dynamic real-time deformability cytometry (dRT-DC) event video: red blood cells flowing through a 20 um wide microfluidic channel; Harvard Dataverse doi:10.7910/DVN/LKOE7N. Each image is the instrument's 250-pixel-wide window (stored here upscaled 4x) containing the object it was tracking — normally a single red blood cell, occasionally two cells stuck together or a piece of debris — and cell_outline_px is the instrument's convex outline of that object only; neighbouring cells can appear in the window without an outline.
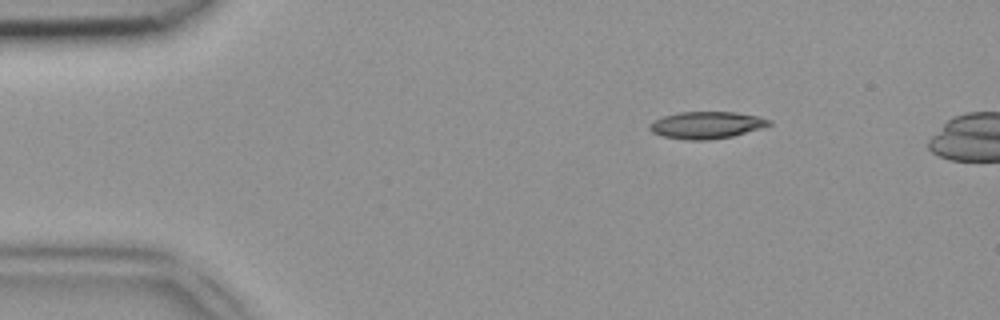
{"species": "common noctule bat (a hibernating species)", "species_latin": "Nyctalus noctula", "temperature_condition": "room temperature", "stored_images_in_passage": 39, "camera_frame_rate_fps": 3000, "um_per_image_px": 0.085, "animal": {"sex": "female", "body_mass_g": 18.4}, "frame": {"image": 1, "passage_image": 1, "time_ms": 0.0, "image_size_px": [1000, 320], "cell_outline_px": [[772, 124], [760, 128], [732, 136], [708, 140], [688, 140], [664, 136], [652, 132], [648, 128], [648, 124], [664, 116], [680, 112], [736, 112], [760, 116], [772, 120]], "centroid_in_image_um": [60.07, 10.62], "position_along_channel_um": 24.9, "area_um2": 18.73}}
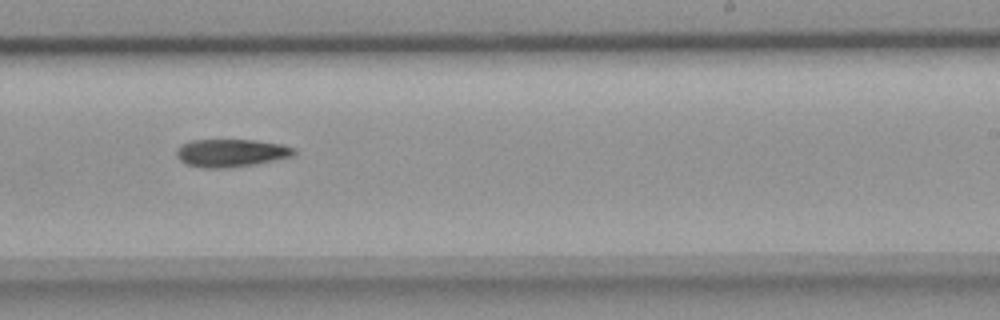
{"frame": {"image": 2, "passage_image": 23, "time_ms": 7.333, "image_size_px": [1000, 320], "cell_outline_px": [[296, 152], [292, 156], [252, 164], [228, 168], [200, 168], [188, 164], [180, 160], [176, 156], [176, 152], [180, 144], [192, 140], [252, 140], [280, 144], [296, 148]], "centroid_in_image_um": [19.6, 13.0], "position_along_channel_um": 269.4, "area_um2": 18.9}}
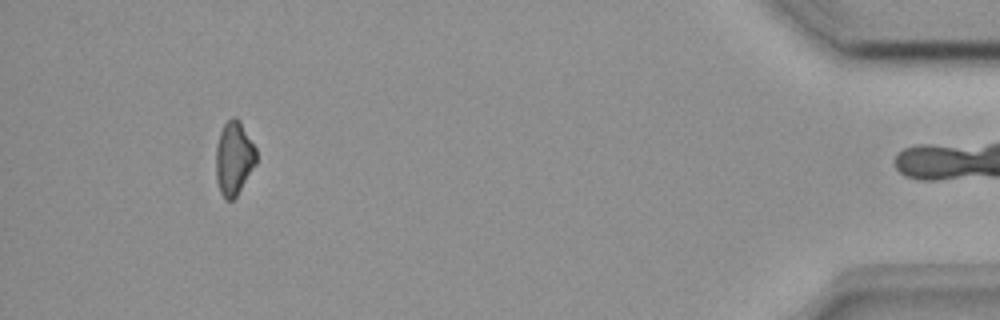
{"frame": {"image": 3, "passage_image": 38, "time_ms": 12.333, "image_size_px": [1000, 320], "cell_outline_px": [[256, 164], [236, 196], [232, 200], [224, 200], [220, 192], [216, 180], [216, 144], [220, 132], [224, 124], [232, 116], [236, 116], [240, 120], [256, 148]], "centroid_in_image_um": [19.87, 13.44], "position_along_channel_um": 415.3, "area_um2": 17.46}}